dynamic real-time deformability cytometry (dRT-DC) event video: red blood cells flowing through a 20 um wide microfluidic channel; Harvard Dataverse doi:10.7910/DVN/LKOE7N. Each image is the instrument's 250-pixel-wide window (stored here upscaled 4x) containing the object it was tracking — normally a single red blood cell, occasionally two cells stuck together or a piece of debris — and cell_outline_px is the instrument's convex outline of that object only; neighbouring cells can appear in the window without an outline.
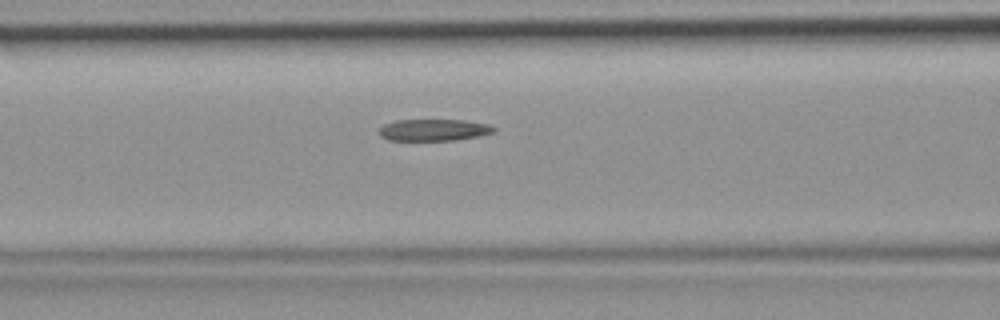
{"species": "common noctule bat (a hibernating species)", "species_latin": "Nyctalus noctula", "temperature_condition": "room temperature", "stored_images_in_passage": 32, "camera_frame_rate_fps": 3000, "um_per_image_px": 0.085, "animal": {"sex": "female", "body_mass_g": 19.9}, "frame": {"image": 1, "passage_image": 6, "time_ms": 1.667, "image_size_px": [1000, 320], "cell_outline_px": [[496, 128], [492, 132], [480, 136], [452, 140], [388, 140], [380, 136], [380, 128], [384, 124], [396, 120], [464, 120], [488, 124]], "centroid_in_image_um": [36.86, 11.04], "position_along_channel_um": 129.7, "area_um2": 14.39}}
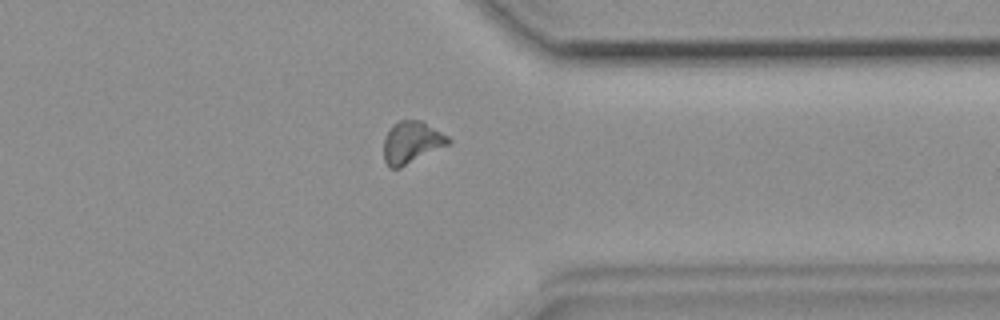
{"frame": {"image": 2, "passage_image": 23, "time_ms": 7.333, "image_size_px": [1000, 320], "cell_outline_px": [[452, 144], [400, 168], [392, 168], [384, 160], [384, 140], [392, 124], [400, 120], [420, 120], [448, 136], [452, 140]], "centroid_in_image_um": [35.03, 12.11], "position_along_channel_um": 376.4, "area_um2": 15.9}}
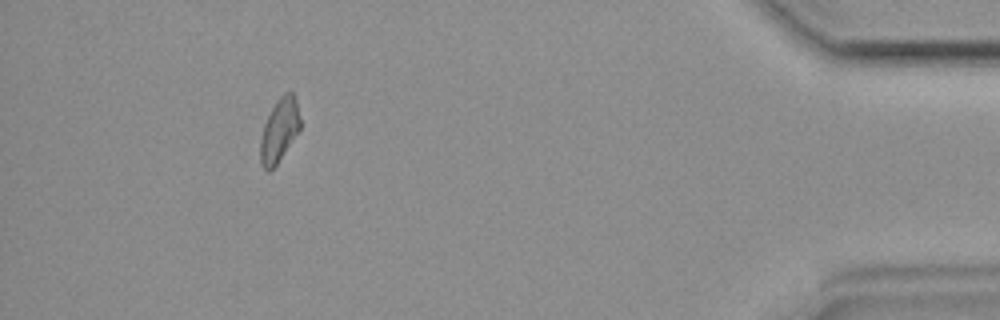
{"frame": {"image": 3, "passage_image": 29, "time_ms": 9.333, "image_size_px": [1000, 320], "cell_outline_px": [[300, 132], [276, 164], [268, 172], [264, 168], [260, 160], [260, 140], [264, 124], [272, 108], [280, 96], [284, 92], [292, 92], [296, 96], [300, 120]], "centroid_in_image_um": [23.76, 11.05], "position_along_channel_um": 411.4, "area_um2": 14.74}}